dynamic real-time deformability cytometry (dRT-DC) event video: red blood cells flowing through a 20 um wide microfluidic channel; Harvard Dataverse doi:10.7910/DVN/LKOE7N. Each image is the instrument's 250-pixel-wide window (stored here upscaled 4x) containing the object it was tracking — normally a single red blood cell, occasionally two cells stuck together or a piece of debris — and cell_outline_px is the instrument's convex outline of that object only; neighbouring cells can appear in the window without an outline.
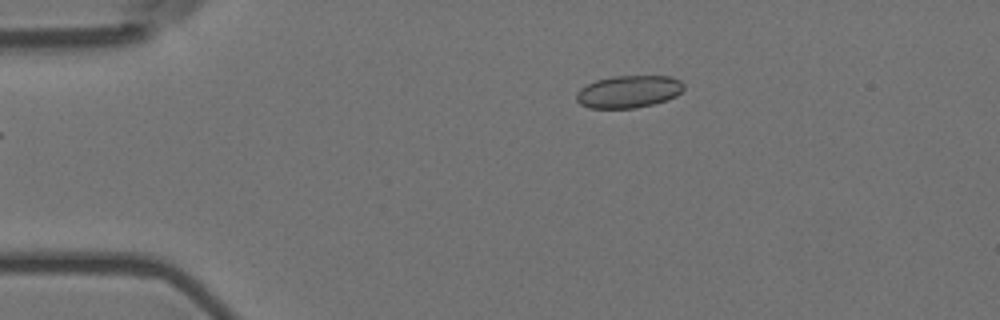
{"species": "Egyptian fruit bat (a non-hibernating species)", "species_latin": "Rousettus aegyptiacus", "temperature_condition": "room temperature", "stored_images_in_passage": 5, "camera_frame_rate_fps": 3000, "um_per_image_px": 0.085, "animal": {"sex": "female"}, "frame": {"image": 1, "passage_image": 5, "time_ms": 1.333, "image_size_px": [1000, 320], "cell_outline_px": [[684, 88], [676, 96], [668, 100], [636, 108], [588, 108], [580, 104], [576, 100], [576, 92], [580, 88], [596, 80], [612, 76], [672, 76], [680, 80], [684, 84]], "centroid_in_image_um": [53.43, 7.79], "position_along_channel_um": 31.6, "area_um2": 20.4}}